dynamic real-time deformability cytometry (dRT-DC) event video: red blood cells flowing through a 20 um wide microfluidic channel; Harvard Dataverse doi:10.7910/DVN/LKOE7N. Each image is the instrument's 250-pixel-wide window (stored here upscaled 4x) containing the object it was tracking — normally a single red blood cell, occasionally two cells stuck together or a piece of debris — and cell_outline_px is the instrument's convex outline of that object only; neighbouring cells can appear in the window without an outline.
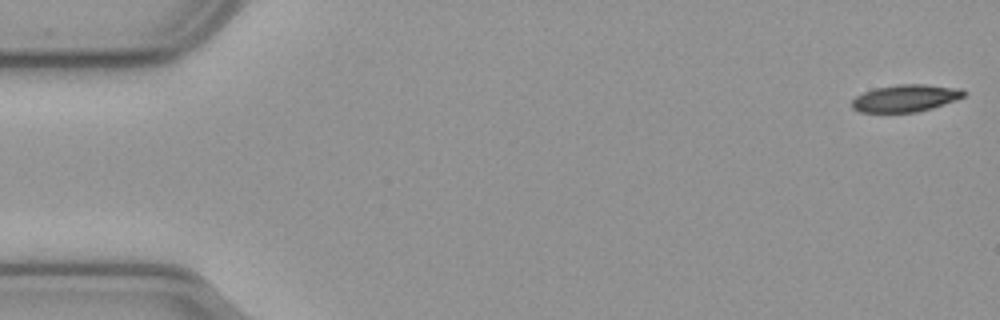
{"species": "common noctule bat (a hibernating species)", "species_latin": "Nyctalus noctula", "temperature_condition": "cold", "stored_images_in_passage": 56, "camera_frame_rate_fps": 3000, "um_per_image_px": 0.085, "animal": {"sex": "male", "body_mass_g": 23.1, "forearm_length_mm": 52.7}, "frame": {"image": 1, "passage_image": 1, "time_ms": 0.0, "image_size_px": [1000, 320], "cell_outline_px": [[964, 96], [932, 108], [916, 112], [860, 112], [852, 108], [852, 100], [856, 96], [864, 92], [876, 88], [900, 84], [924, 84], [960, 88], [964, 92]], "centroid_in_image_um": [76.94, 8.34], "position_along_channel_um": 8.1, "area_um2": 17.46}}
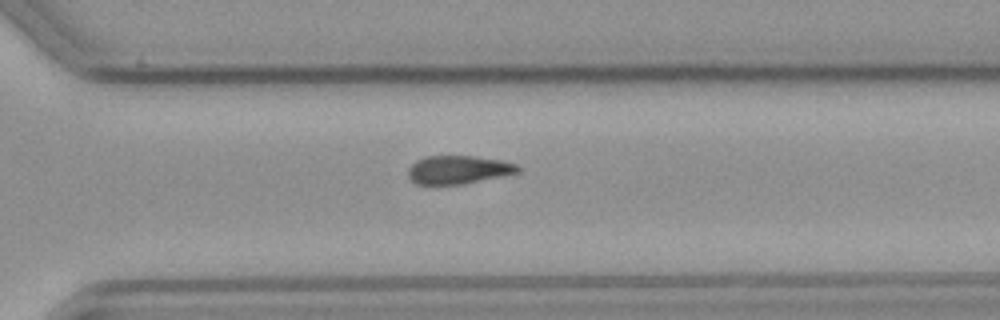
{"frame": {"image": 2, "passage_image": 39, "time_ms": 12.667, "image_size_px": [1000, 320], "cell_outline_px": [[520, 168], [516, 172], [464, 184], [416, 184], [408, 176], [408, 168], [416, 160], [428, 156], [476, 156], [500, 160], [516, 164]], "centroid_in_image_um": [38.9, 14.42], "position_along_channel_um": 331.7, "area_um2": 17.8}}
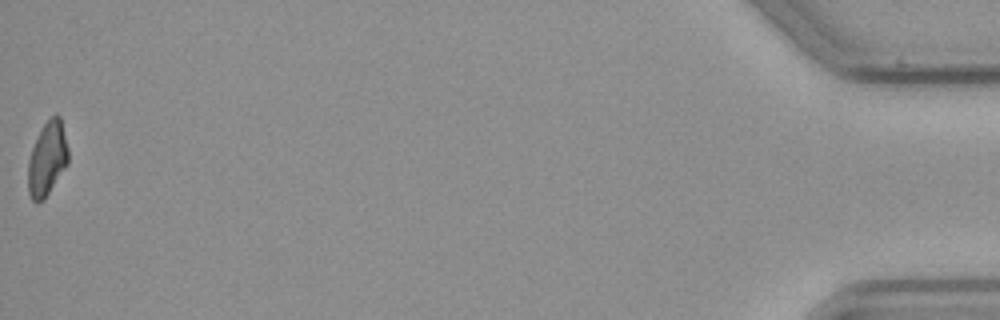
{"frame": {"image": 3, "passage_image": 56, "time_ms": 18.333, "image_size_px": [1000, 320], "cell_outline_px": [[68, 164], [44, 200], [36, 204], [32, 200], [28, 192], [28, 160], [32, 148], [44, 124], [56, 112], [60, 116], [68, 148]], "centroid_in_image_um": [4.02, 13.53], "position_along_channel_um": 431.2, "area_um2": 17.34}, "authors_computed_cell_mechanics": {"area_um2": 18.8717, "velocity_mm_per_s": 3.6508, "shape_relaxation_time_tau1_ms": 4.3431, "shape_relaxation_time_tau2_ms": null, "deformation_change_tau1": 0.1302, "deformation_change_tau2": null}}